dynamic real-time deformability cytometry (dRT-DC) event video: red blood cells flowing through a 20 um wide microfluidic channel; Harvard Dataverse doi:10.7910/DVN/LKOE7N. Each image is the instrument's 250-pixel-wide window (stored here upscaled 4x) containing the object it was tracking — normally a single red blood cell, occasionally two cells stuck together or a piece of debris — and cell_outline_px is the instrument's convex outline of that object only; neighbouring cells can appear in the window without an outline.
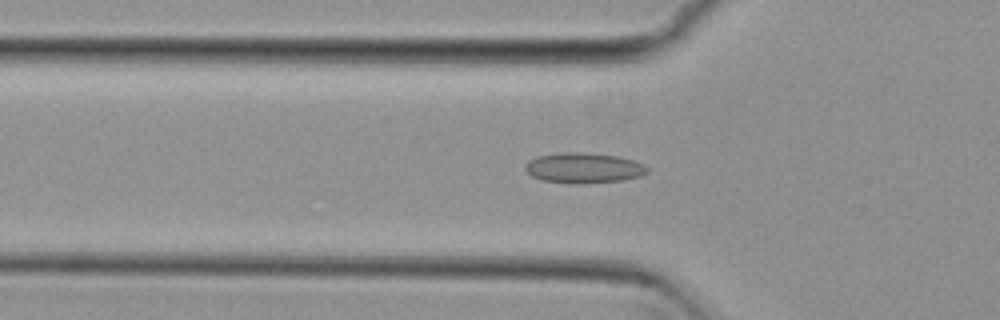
{"species": "common noctule bat (a hibernating species)", "species_latin": "Nyctalus noctula", "temperature_condition": "cold", "stored_images_in_passage": 43, "camera_frame_rate_fps": 3000, "um_per_image_px": 0.085, "animal": {"sex": "female", "body_mass_g": 29.2, "forearm_length_mm": 56.3}, "frame": {"image": 1, "passage_image": 7, "time_ms": 2.0, "image_size_px": [1000, 320], "cell_outline_px": [[648, 172], [640, 176], [624, 180], [576, 184], [544, 180], [532, 176], [524, 168], [524, 164], [528, 160], [536, 156], [560, 152], [580, 152], [616, 156], [632, 160], [644, 164], [648, 168]], "centroid_in_image_um": [49.59, 14.27], "position_along_channel_um": 76.2, "area_um2": 21.56}}
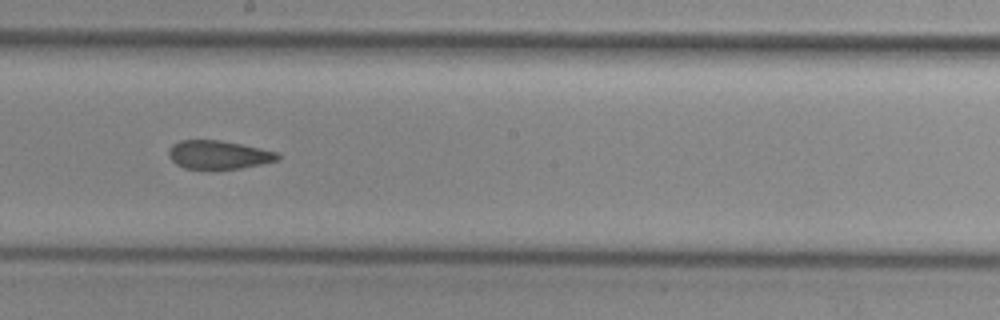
{"frame": {"image": 2, "passage_image": 19, "time_ms": 6.0, "image_size_px": [1000, 320], "cell_outline_px": [[280, 160], [240, 168], [184, 168], [176, 164], [168, 156], [168, 152], [172, 144], [180, 140], [220, 140], [280, 152]], "centroid_in_image_um": [18.59, 13.14], "position_along_channel_um": 229.6, "area_um2": 17.98}}
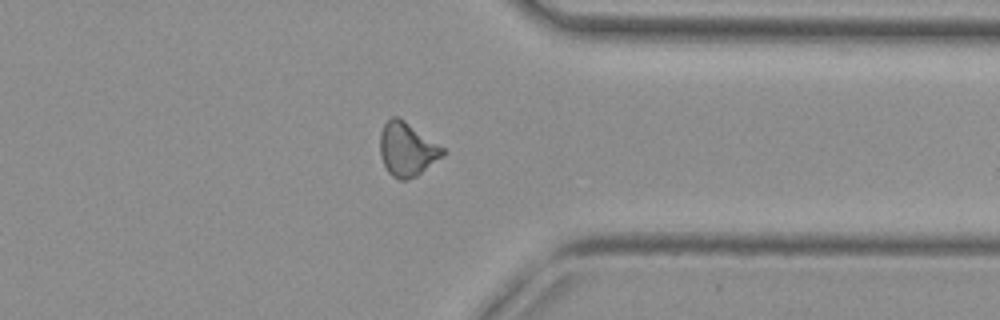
{"frame": {"image": 3, "passage_image": 31, "time_ms": 10.0, "image_size_px": [1000, 320], "cell_outline_px": [[448, 152], [444, 156], [416, 176], [408, 180], [400, 180], [392, 176], [388, 172], [380, 156], [380, 132], [384, 124], [392, 116], [396, 116], [404, 120], [444, 148]], "centroid_in_image_um": [34.6, 12.7], "position_along_channel_um": 376.8, "area_um2": 19.65}, "authors_computed_cell_mechanics": {"area_um2": 19.1318, "velocity_mm_per_s": 3.8205, "shape_relaxation_time_tau1_ms": null, "shape_relaxation_time_tau2_ms": 2.9066, "deformation_change_tau1": null, "deformation_change_tau2": 0.1009}}